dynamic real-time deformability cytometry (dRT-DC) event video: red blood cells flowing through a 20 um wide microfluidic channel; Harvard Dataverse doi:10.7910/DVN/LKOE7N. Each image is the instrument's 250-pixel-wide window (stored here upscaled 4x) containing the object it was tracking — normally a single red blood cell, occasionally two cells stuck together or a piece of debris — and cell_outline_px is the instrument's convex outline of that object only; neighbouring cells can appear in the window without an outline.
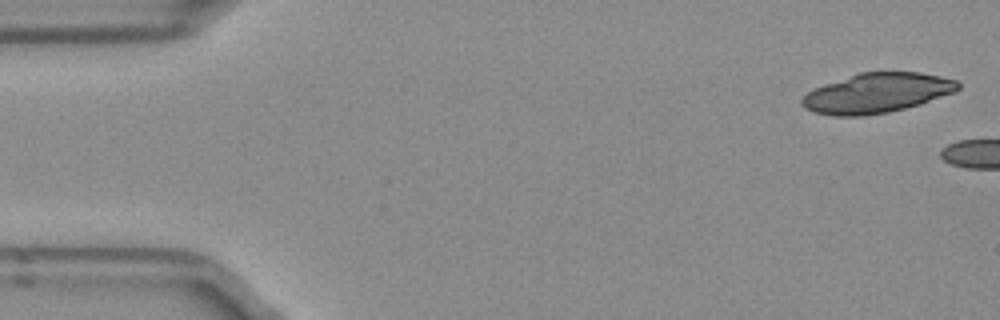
{"species": "Egyptian fruit bat (a non-hibernating species)", "species_latin": "Rousettus aegyptiacus", "temperature_condition": "room temperature", "stored_images_in_passage": 5, "camera_frame_rate_fps": 3000, "um_per_image_px": 0.085, "frame": {"image": 1, "passage_image": 1, "time_ms": 0.0, "image_size_px": [1000, 320], "cell_outline_px": [[960, 88], [956, 92], [920, 104], [888, 112], [864, 116], [832, 116], [816, 112], [804, 108], [800, 104], [800, 100], [808, 92], [816, 88], [860, 72], [920, 72], [940, 76], [956, 80], [960, 84]], "centroid_in_image_um": [74.56, 7.91], "position_along_channel_um": 10.4, "area_um2": 35.95}}